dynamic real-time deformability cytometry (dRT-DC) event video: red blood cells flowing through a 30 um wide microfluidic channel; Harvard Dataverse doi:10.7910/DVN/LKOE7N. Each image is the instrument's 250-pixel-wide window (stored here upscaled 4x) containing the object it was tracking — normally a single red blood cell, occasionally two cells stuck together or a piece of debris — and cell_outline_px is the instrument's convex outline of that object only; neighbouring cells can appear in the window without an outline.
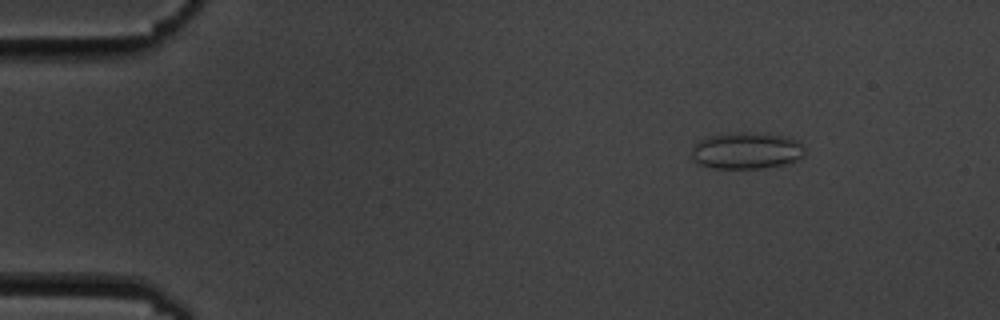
{"species": "common noctule bat (a hibernating species)", "species_latin": "Nyctalus noctula", "temperature_condition": "cold", "stored_images_in_passage": 9, "camera_frame_rate_fps": 3000, "um_per_image_px": 0.085, "animal": {"sex": "male", "body_mass_g": 19.5, "forearm_length_mm": 54.6}, "frame": {"image": 1, "passage_image": 1, "time_ms": 0.0, "image_size_px": [1000, 320], "cell_outline_px": [[804, 152], [796, 160], [784, 164], [764, 168], [712, 168], [700, 164], [692, 160], [692, 148], [704, 136], [736, 132], [744, 132], [784, 136], [796, 140], [804, 148]], "centroid_in_image_um": [63.39, 12.8], "position_along_channel_um": 21.6, "area_um2": 23.99}}
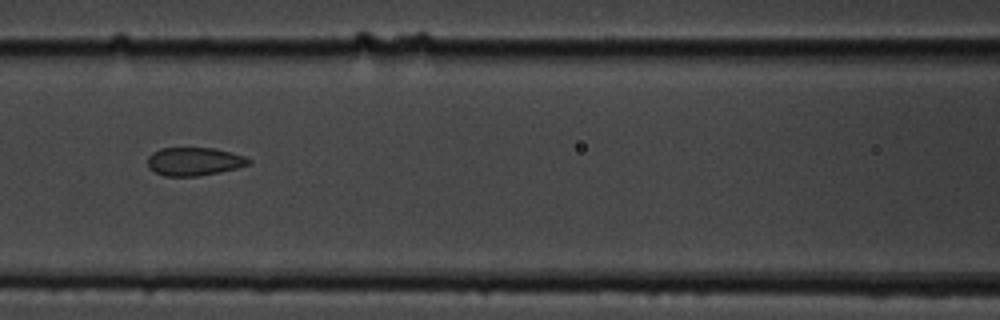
{"frame": {"image": 2, "passage_image": 6, "time_ms": 6.0, "image_size_px": [1000, 320], "cell_outline_px": [[252, 164], [220, 172], [196, 176], [164, 176], [148, 168], [148, 156], [152, 152], [160, 148], [216, 148], [244, 156], [252, 160]], "centroid_in_image_um": [16.51, 13.72], "position_along_channel_um": 150.1, "area_um2": 16.7}}
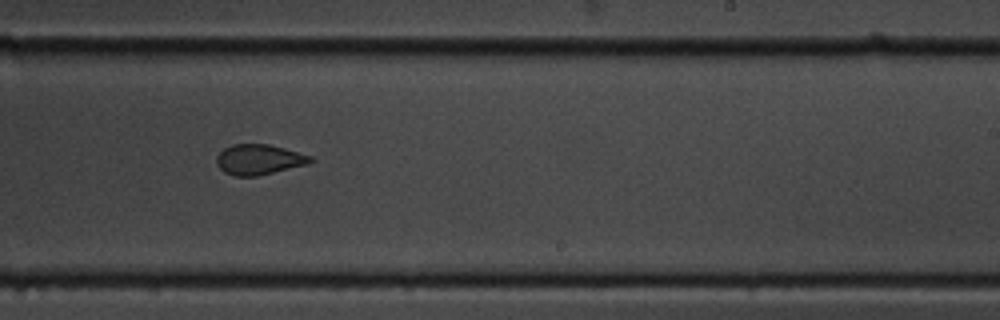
{"frame": {"image": 3, "passage_image": 9, "time_ms": 9.333, "image_size_px": [1000, 320], "cell_outline_px": [[312, 160], [308, 164], [256, 176], [236, 176], [224, 172], [216, 164], [216, 156], [224, 148], [232, 144], [268, 144], [284, 148], [312, 156]], "centroid_in_image_um": [21.98, 13.55], "position_along_channel_um": 267.0, "area_um2": 16.47}}